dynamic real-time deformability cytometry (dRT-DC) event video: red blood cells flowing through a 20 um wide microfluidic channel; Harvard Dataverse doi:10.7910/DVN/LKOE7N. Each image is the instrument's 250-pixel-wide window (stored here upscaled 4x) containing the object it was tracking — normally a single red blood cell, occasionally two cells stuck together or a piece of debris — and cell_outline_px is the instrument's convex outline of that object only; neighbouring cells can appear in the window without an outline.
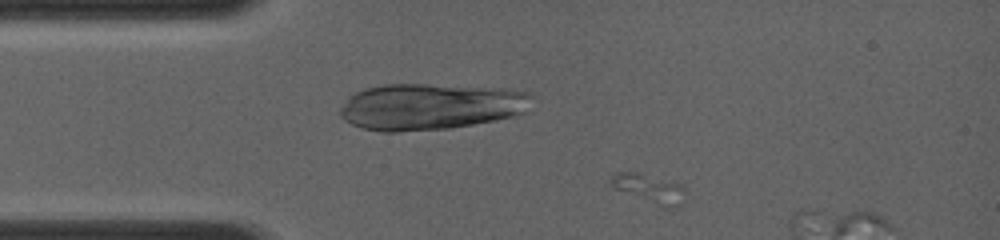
{"species": "common noctule bat (a hibernating species)", "species_latin": "Nyctalus noctula", "temperature_condition": "room temperature", "stored_images_in_passage": 6, "camera_frame_rate_fps": 4000, "um_per_image_px": 0.085, "animal": {"sex": "female", "body_mass_g": 19.0, "forearm_length_mm": 56.7}, "frame": {"image": 1, "passage_image": 4, "time_ms": 0.75, "image_size_px": [1000, 240], "cell_outline_px": [[684, 188], [680, 204], [672, 208], [664, 208], [616, 188], [608, 184], [608, 180], [616, 172], [640, 172], [684, 184]], "centroid_in_image_um": [55.18, 15.99], "position_along_channel_um": 29.8, "area_um2": 12.43}}